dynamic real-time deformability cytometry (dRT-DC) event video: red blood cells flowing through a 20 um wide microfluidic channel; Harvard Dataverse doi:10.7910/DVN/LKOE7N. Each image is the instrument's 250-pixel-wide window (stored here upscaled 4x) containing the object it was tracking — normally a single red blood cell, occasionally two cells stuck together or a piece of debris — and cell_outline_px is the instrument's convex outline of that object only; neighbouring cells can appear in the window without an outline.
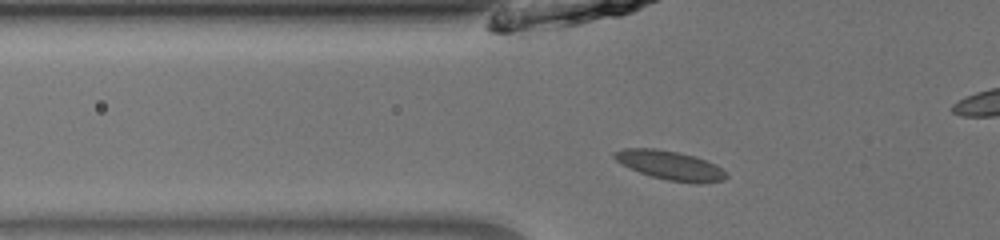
{"species": "common noctule bat (a hibernating species)", "species_latin": "Nyctalus noctula", "temperature_condition": "room temperature", "stored_images_in_passage": 38, "camera_frame_rate_fps": 3000, "um_per_image_px": 0.085, "animal": {"sex": "male", "body_mass_g": 13.0, "forearm_length_mm": 53.1}, "frame": {"image": 1, "passage_image": 5, "time_ms": 1.333, "image_size_px": [1000, 240], "cell_outline_px": [[728, 176], [724, 180], [668, 180], [652, 176], [640, 172], [616, 160], [612, 156], [612, 152], [624, 148], [656, 148], [680, 152], [696, 156], [716, 164]], "centroid_in_image_um": [56.88, 13.98], "position_along_channel_um": 68.9, "area_um2": 18.09}}
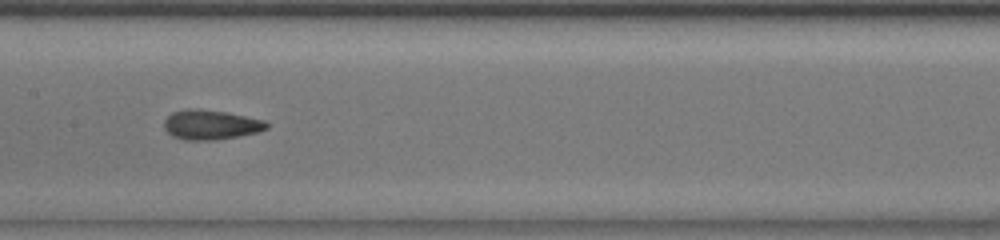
{"frame": {"image": 2, "passage_image": 14, "time_ms": 4.333, "image_size_px": [1000, 240], "cell_outline_px": [[268, 128], [256, 132], [240, 136], [216, 140], [184, 140], [172, 136], [164, 128], [164, 120], [172, 112], [188, 108], [200, 108], [224, 112], [264, 120], [268, 124]], "centroid_in_image_um": [17.88, 10.6], "position_along_channel_um": 189.5, "area_um2": 17.74}}
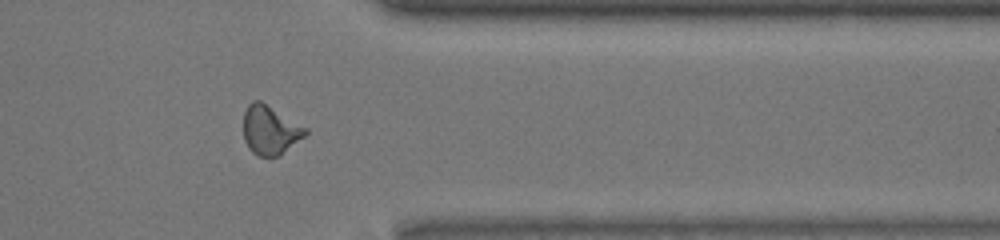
{"frame": {"image": 3, "passage_image": 29, "time_ms": 9.333, "image_size_px": [1000, 240], "cell_outline_px": [[308, 132], [304, 136], [280, 156], [256, 156], [248, 148], [244, 140], [244, 112], [248, 104], [252, 100], [260, 100], [308, 128]], "centroid_in_image_um": [22.95, 11.05], "position_along_channel_um": 388.4, "area_um2": 17.8}}